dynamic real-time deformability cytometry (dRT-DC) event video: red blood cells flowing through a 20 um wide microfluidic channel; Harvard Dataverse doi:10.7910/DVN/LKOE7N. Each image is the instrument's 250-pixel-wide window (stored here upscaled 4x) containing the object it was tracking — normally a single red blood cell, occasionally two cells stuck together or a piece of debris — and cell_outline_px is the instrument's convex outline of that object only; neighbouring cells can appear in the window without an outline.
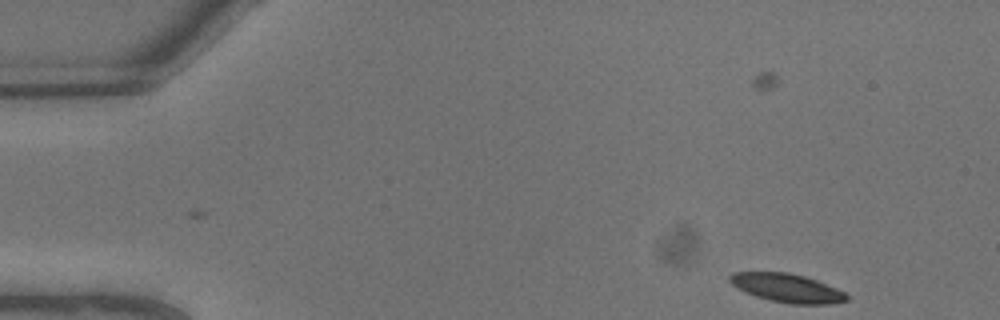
{"species": "common noctule bat (a hibernating species)", "species_latin": "Nyctalus noctula", "temperature_condition": "warm", "stored_images_in_passage": 8, "camera_frame_rate_fps": 3000, "um_per_image_px": 0.085, "animal": {"sex": "male", "body_mass_g": 13.3}, "frame": {"image": 1, "passage_image": 1, "time_ms": 0.0, "image_size_px": [1000, 320], "cell_outline_px": [[848, 300], [828, 304], [788, 304], [756, 296], [744, 292], [736, 288], [728, 280], [728, 276], [732, 272], [788, 272], [804, 276], [816, 280], [836, 288], [844, 292], [848, 296]], "centroid_in_image_um": [66.86, 24.47], "position_along_channel_um": 18.1, "area_um2": 19.48}}
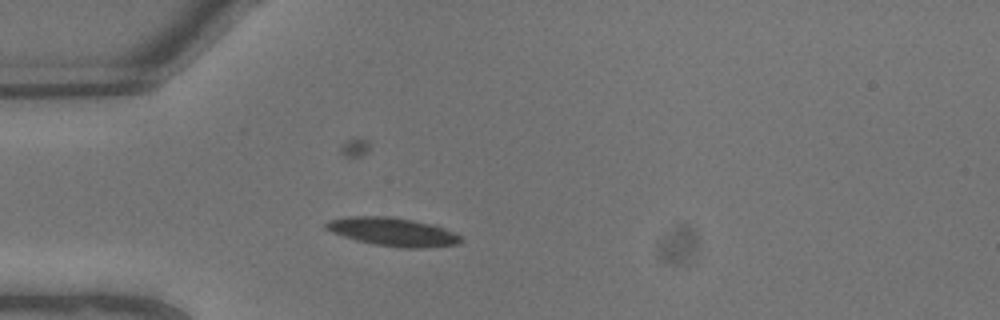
{"frame": {"image": 2, "passage_image": 5, "time_ms": 1.333, "image_size_px": [1000, 320], "cell_outline_px": [[460, 244], [420, 248], [404, 248], [376, 244], [356, 240], [332, 232], [324, 228], [324, 224], [328, 220], [348, 216], [392, 216], [432, 224], [456, 232], [460, 236]], "centroid_in_image_um": [33.38, 19.69], "position_along_channel_um": 51.6, "area_um2": 22.25}}
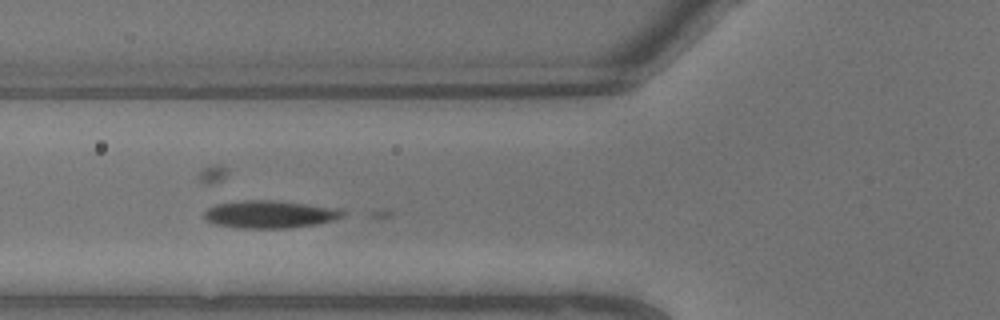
{"frame": {"image": 3, "passage_image": 7, "time_ms": 2.0, "image_size_px": [1000, 320], "cell_outline_px": [[348, 212], [332, 220], [316, 224], [288, 228], [240, 228], [212, 224], [204, 216], [204, 212], [208, 208], [216, 204], [240, 200], [276, 200], [344, 208]], "centroid_in_image_um": [22.97, 18.2], "position_along_channel_um": 102.8, "area_um2": 22.54}}